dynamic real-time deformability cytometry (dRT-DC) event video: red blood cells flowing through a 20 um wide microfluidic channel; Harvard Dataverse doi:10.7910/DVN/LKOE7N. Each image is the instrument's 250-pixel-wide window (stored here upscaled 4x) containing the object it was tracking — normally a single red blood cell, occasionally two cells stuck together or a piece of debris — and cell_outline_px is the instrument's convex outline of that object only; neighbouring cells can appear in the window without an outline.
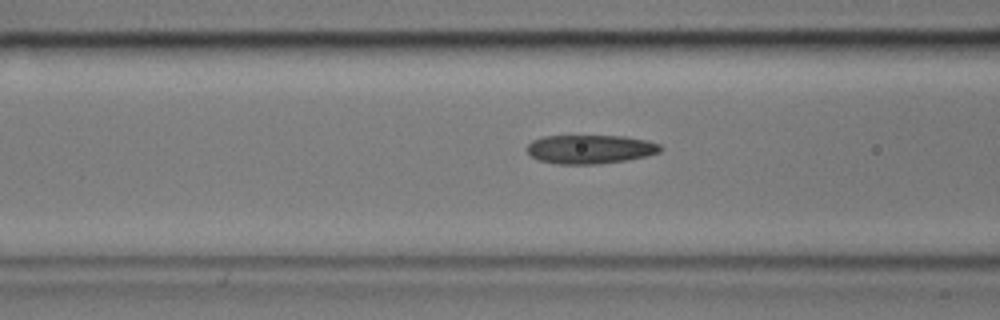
{"species": "common noctule bat (a hibernating species)", "species_latin": "Nyctalus noctula", "temperature_condition": "cold", "stored_images_in_passage": 39, "camera_frame_rate_fps": 3000, "um_per_image_px": 0.085, "animal": {"sex": "male", "body_mass_g": 17.9, "forearm_length_mm": 54.2}, "frame": {"image": 1, "passage_image": 9, "time_ms": 2.667, "image_size_px": [1000, 320], "cell_outline_px": [[664, 148], [660, 152], [648, 156], [624, 160], [596, 164], [556, 164], [540, 160], [532, 156], [528, 152], [528, 144], [532, 140], [544, 136], [624, 136], [648, 140], [660, 144]], "centroid_in_image_um": [50.21, 12.68], "position_along_channel_um": 116.4, "area_um2": 22.43}}
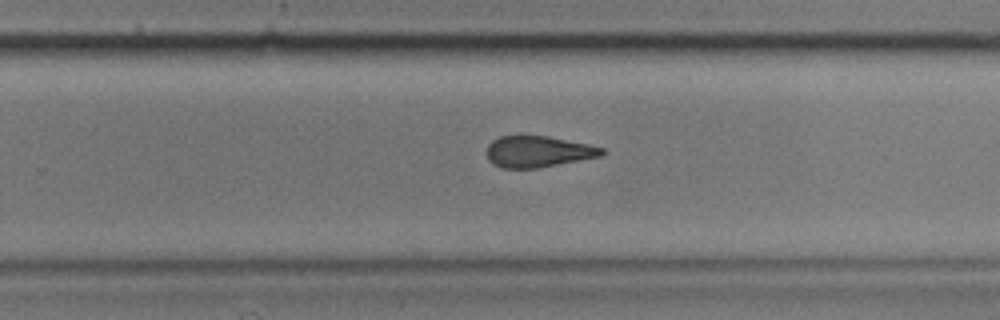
{"frame": {"image": 2, "passage_image": 23, "time_ms": 7.333, "image_size_px": [1000, 320], "cell_outline_px": [[604, 152], [600, 156], [536, 168], [500, 168], [492, 164], [488, 160], [488, 144], [492, 140], [500, 136], [548, 136], [588, 144], [604, 148]], "centroid_in_image_um": [45.7, 12.88], "position_along_channel_um": 284.1, "area_um2": 20.75}}
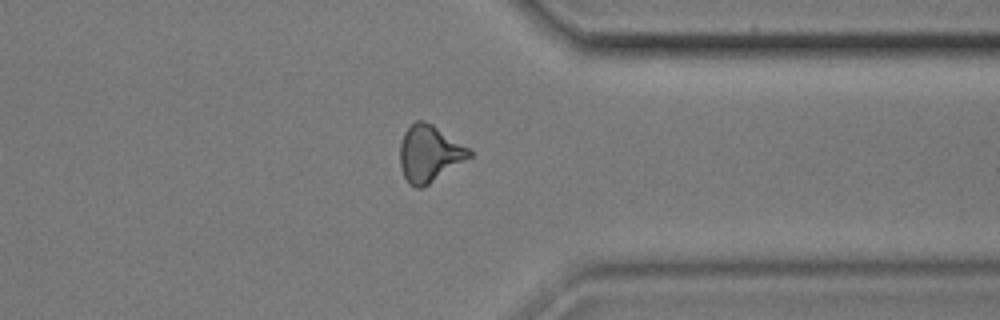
{"frame": {"image": 3, "passage_image": 31, "time_ms": 10.0, "image_size_px": [1000, 320], "cell_outline_px": [[472, 156], [428, 184], [420, 188], [416, 188], [408, 184], [400, 168], [400, 144], [404, 132], [416, 120], [424, 120], [432, 124], [468, 148], [472, 152]], "centroid_in_image_um": [36.46, 13.06], "position_along_channel_um": 374.9, "area_um2": 22.54}, "authors_computed_cell_mechanics": {"area_um2": 22.0218, "velocity_mm_per_s": 3.5938, "shape_relaxation_time_tau1_ms": 11.3827, "shape_relaxation_time_tau2_ms": 5.4551, "deformation_change_tau1": 0.2331, "deformation_change_tau2": 0.1355}}